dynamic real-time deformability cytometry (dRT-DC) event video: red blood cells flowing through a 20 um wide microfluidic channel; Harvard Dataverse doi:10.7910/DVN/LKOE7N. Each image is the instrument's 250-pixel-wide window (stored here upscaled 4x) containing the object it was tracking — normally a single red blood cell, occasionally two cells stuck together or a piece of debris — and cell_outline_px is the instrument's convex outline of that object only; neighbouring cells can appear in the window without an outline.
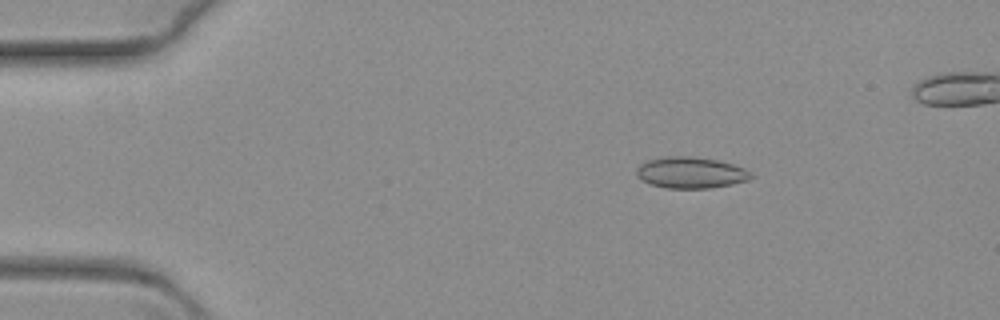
{"species": "common noctule bat (a hibernating species)", "species_latin": "Nyctalus noctula", "temperature_condition": "warm", "stored_images_in_passage": 54, "camera_frame_rate_fps": 3000, "um_per_image_px": 0.085, "animal": {"sex": "female", "body_mass_g": 19.3, "forearm_length_mm": 54.1}, "frame": {"image": 1, "passage_image": 3, "time_ms": 0.667, "image_size_px": [1000, 320], "cell_outline_px": [[756, 176], [748, 180], [732, 184], [708, 188], [668, 188], [652, 184], [644, 180], [636, 172], [636, 168], [640, 164], [648, 160], [664, 156], [696, 156], [716, 160], [732, 164], [744, 168], [752, 172]], "centroid_in_image_um": [58.76, 14.66], "position_along_channel_um": 26.2, "area_um2": 20.81}}
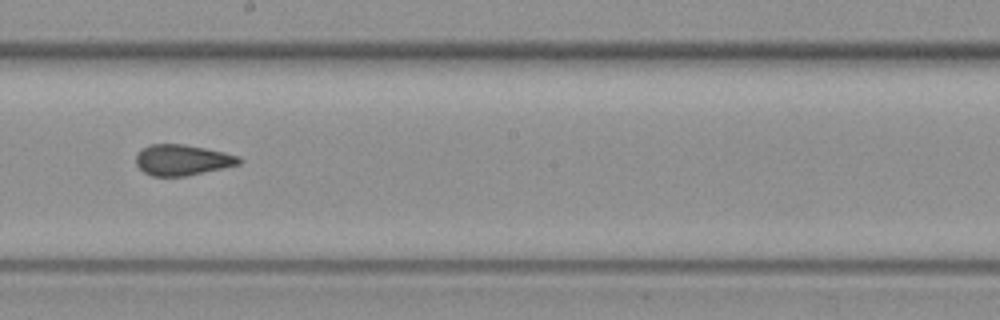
{"frame": {"image": 2, "passage_image": 29, "time_ms": 9.333, "image_size_px": [1000, 320], "cell_outline_px": [[244, 160], [240, 164], [188, 176], [152, 176], [144, 172], [136, 164], [136, 156], [144, 148], [152, 144], [184, 144], [224, 152], [240, 156]], "centroid_in_image_um": [15.54, 13.6], "position_along_channel_um": 232.7, "area_um2": 18.44}}
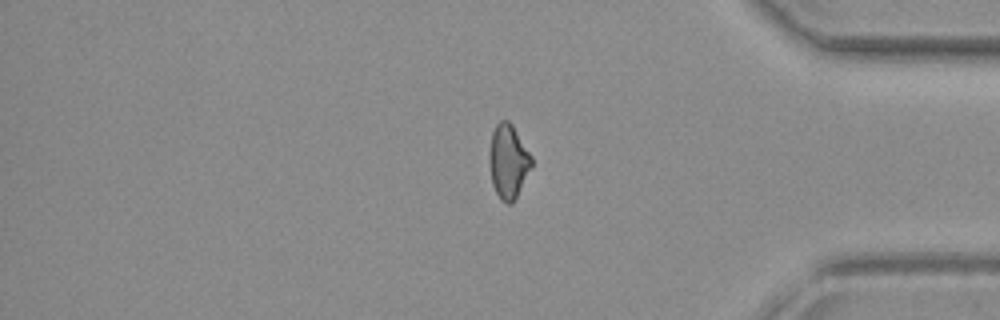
{"frame": {"image": 3, "passage_image": 46, "time_ms": 15.0, "image_size_px": [1000, 320], "cell_outline_px": [[532, 168], [512, 204], [508, 204], [500, 200], [492, 184], [488, 160], [488, 156], [492, 132], [496, 124], [500, 120], [508, 120], [512, 124], [532, 156]], "centroid_in_image_um": [43.19, 13.72], "position_along_channel_um": 392.0, "area_um2": 18.44}}